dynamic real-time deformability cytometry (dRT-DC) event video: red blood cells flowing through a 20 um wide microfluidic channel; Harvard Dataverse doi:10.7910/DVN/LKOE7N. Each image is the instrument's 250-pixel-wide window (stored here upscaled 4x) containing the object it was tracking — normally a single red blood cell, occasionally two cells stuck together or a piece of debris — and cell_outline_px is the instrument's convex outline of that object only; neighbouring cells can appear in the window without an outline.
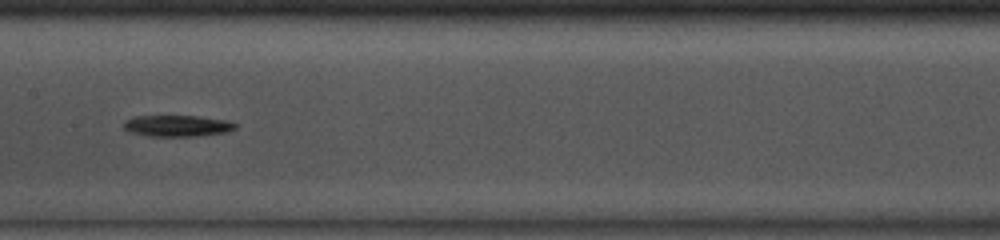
{"species": "common noctule bat (a hibernating species)", "species_latin": "Nyctalus noctula", "temperature_condition": "room temperature", "stored_images_in_passage": 35, "camera_frame_rate_fps": 3000, "um_per_image_px": 0.085, "animal": {"sex": "male", "body_mass_g": 13.0, "forearm_length_mm": 53.1}, "frame": {"image": 1, "passage_image": 11, "time_ms": 3.333, "image_size_px": [1000, 240], "cell_outline_px": [[236, 128], [224, 132], [196, 136], [148, 136], [132, 132], [124, 128], [124, 124], [128, 120], [136, 116], [200, 116], [228, 120], [236, 124]], "centroid_in_image_um": [15.11, 10.69], "position_along_channel_um": 192.3, "area_um2": 13.64}}
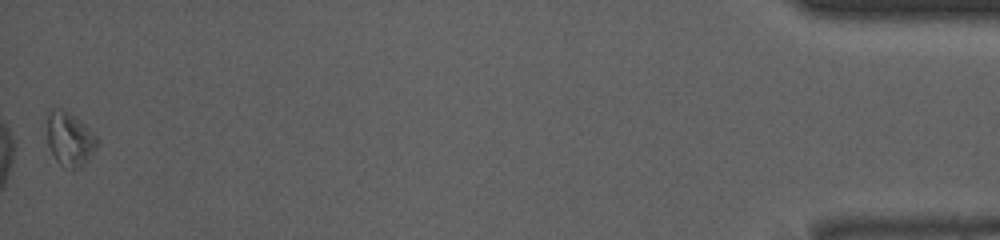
{"frame": {"image": 2, "passage_image": 35, "time_ms": 11.333, "image_size_px": [1000, 240], "cell_outline_px": [[100, 140], [96, 148], [88, 160], [80, 168], [64, 168], [56, 160], [48, 144], [48, 108], [60, 108], [68, 112], [80, 120]], "centroid_in_image_um": [5.94, 11.82], "position_along_channel_um": 429.3, "area_um2": 15.66}, "authors_computed_cell_mechanics": {"area_um2": 13.6986, "velocity_mm_per_s": 4.1359, "shape_relaxation_time_tau1_ms": 2.7963, "shape_relaxation_time_tau2_ms": null, "deformation_change_tau1": 0.1423, "deformation_change_tau2": null}}